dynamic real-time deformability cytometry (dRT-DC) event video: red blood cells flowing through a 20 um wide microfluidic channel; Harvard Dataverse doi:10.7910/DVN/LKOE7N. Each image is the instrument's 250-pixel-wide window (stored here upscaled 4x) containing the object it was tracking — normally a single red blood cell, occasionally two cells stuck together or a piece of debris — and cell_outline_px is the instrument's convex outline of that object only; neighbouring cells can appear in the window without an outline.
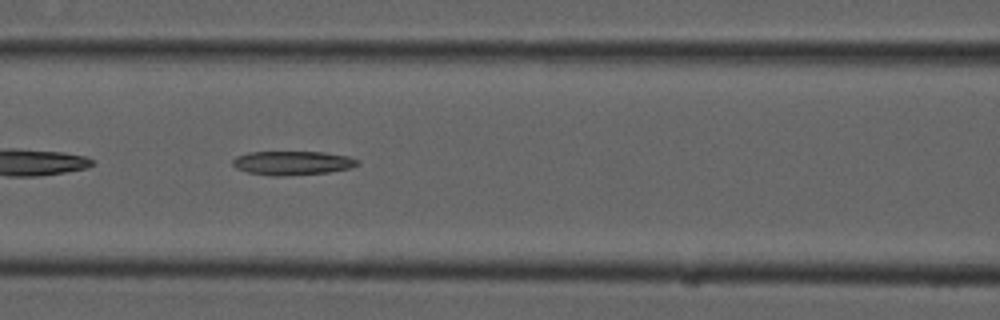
{"species": "common noctule bat (a hibernating species)", "species_latin": "Nyctalus noctula", "temperature_condition": "cold", "stored_images_in_passage": 37, "camera_frame_rate_fps": 3000, "um_per_image_px": 0.085, "animal": {"sex": "male", "forearm_length_mm": 52.5}, "frame": {"image": 1, "passage_image": 6, "time_ms": 1.667, "image_size_px": [1000, 320], "cell_outline_px": [[360, 164], [352, 168], [328, 172], [284, 176], [272, 176], [248, 172], [236, 168], [232, 164], [232, 160], [236, 156], [248, 152], [324, 152], [348, 156], [360, 160]], "centroid_in_image_um": [24.88, 13.85], "position_along_channel_um": 141.7, "area_um2": 17.57}}
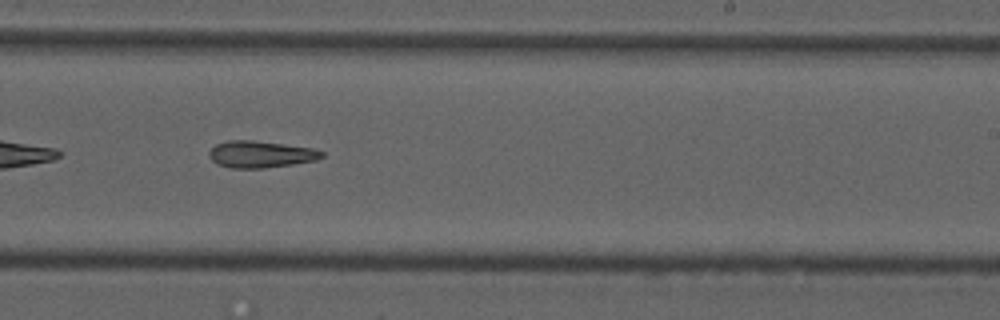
{"frame": {"image": 2, "passage_image": 16, "time_ms": 5.0, "image_size_px": [1000, 320], "cell_outline_px": [[324, 156], [316, 160], [292, 164], [264, 168], [228, 168], [216, 164], [208, 156], [208, 152], [216, 144], [228, 140], [252, 140], [312, 148], [324, 152]], "centroid_in_image_um": [22.11, 13.12], "position_along_channel_um": 266.9, "area_um2": 17.57}}